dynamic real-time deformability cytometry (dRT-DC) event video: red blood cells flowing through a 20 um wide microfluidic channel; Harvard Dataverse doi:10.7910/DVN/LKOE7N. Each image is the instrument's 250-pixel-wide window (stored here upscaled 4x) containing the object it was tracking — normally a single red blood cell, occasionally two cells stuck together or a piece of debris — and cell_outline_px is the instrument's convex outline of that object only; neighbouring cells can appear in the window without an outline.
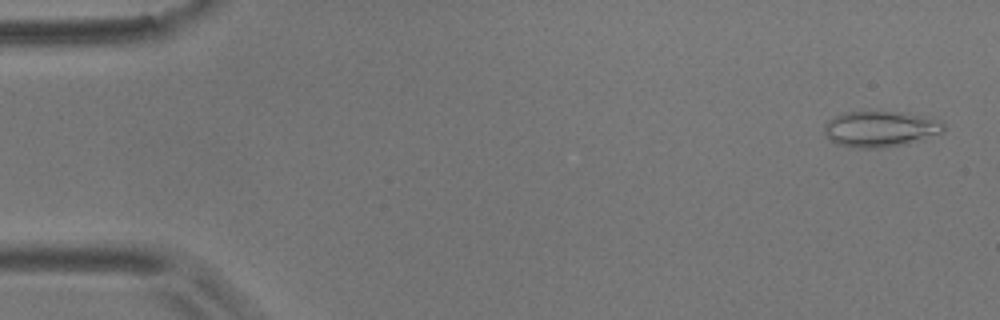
{"species": "common noctule bat (a hibernating species)", "species_latin": "Nyctalus noctula", "temperature_condition": "room temperature", "stored_images_in_passage": 6, "camera_frame_rate_fps": 3000, "um_per_image_px": 0.085, "animal": {"sex": "male", "body_mass_g": 17.9}, "frame": {"image": 1, "passage_image": 1, "time_ms": 0.0, "image_size_px": [1000, 320], "cell_outline_px": [[944, 132], [924, 140], [884, 148], [852, 148], [836, 144], [824, 132], [824, 124], [832, 116], [844, 112], [900, 112], [928, 116], [940, 120], [944, 124]], "centroid_in_image_um": [74.86, 10.97], "position_along_channel_um": 10.1, "area_um2": 25.37}}